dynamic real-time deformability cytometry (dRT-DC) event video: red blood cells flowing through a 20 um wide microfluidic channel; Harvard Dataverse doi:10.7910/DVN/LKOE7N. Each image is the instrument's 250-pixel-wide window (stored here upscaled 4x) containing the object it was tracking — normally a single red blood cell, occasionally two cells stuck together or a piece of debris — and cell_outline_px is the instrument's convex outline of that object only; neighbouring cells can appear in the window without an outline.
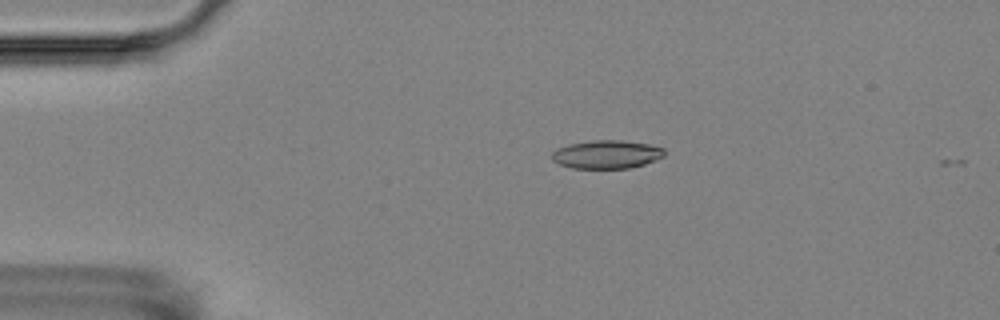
{"species": "Egyptian fruit bat (a non-hibernating species)", "species_latin": "Rousettus aegyptiacus", "temperature_condition": "room temperature", "stored_images_in_passage": 5, "camera_frame_rate_fps": 3000, "um_per_image_px": 0.085, "animal": {"sex": "female"}, "frame": {"image": 1, "passage_image": 3, "time_ms": 3.0, "image_size_px": [1000, 320], "cell_outline_px": [[664, 156], [644, 164], [628, 168], [572, 168], [560, 164], [552, 160], [552, 152], [556, 148], [568, 144], [592, 140], [620, 140], [648, 144], [664, 148]], "centroid_in_image_um": [51.53, 13.11], "position_along_channel_um": 33.5, "area_um2": 18.5}}